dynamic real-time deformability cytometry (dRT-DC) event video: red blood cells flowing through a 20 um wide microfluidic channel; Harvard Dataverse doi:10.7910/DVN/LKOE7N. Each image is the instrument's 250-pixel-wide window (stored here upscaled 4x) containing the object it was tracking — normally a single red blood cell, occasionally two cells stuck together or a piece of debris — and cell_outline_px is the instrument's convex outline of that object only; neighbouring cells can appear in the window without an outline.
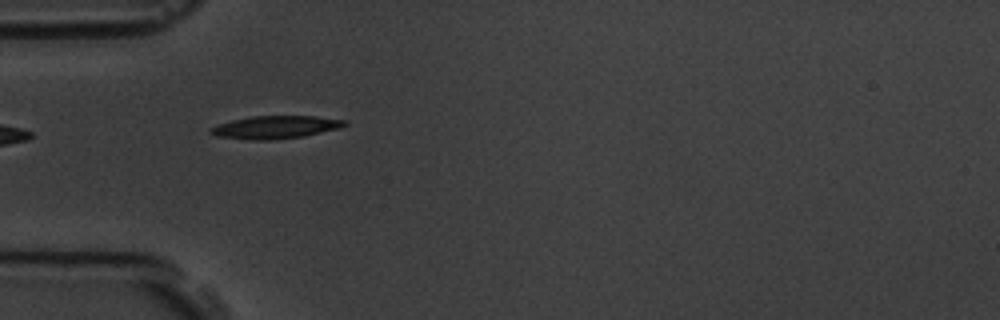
{"species": "common noctule bat (a hibernating species)", "species_latin": "Nyctalus noctula", "temperature_condition": "room temperature", "stored_images_in_passage": 7, "camera_frame_rate_fps": 3000, "um_per_image_px": 0.085, "animal": {"sex": "male", "body_mass_g": 19.5, "forearm_length_mm": 54.6}, "frame": {"image": 1, "passage_image": 6, "time_ms": 5.667, "image_size_px": [1000, 320], "cell_outline_px": [[348, 124], [340, 128], [304, 136], [272, 140], [252, 140], [216, 136], [208, 132], [208, 128], [232, 120], [252, 116], [316, 116], [348, 120]], "centroid_in_image_um": [23.43, 10.81], "position_along_channel_um": 61.6, "area_um2": 17.92}}
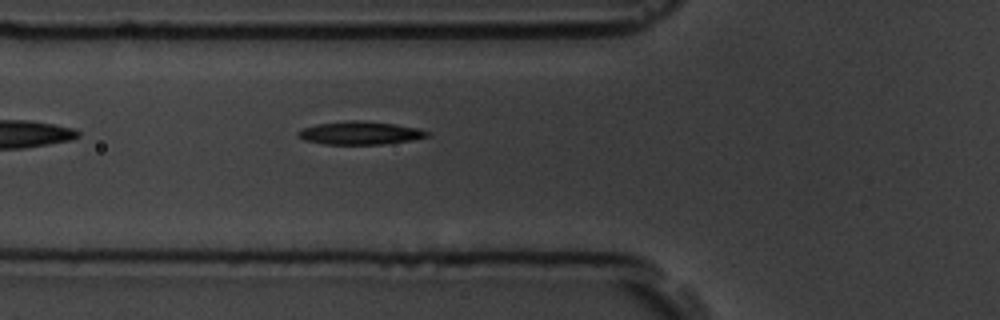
{"frame": {"image": 2, "passage_image": 7, "time_ms": 6.667, "image_size_px": [1000, 320], "cell_outline_px": [[428, 136], [412, 140], [380, 144], [324, 144], [304, 140], [296, 136], [296, 132], [304, 128], [316, 124], [352, 120], [360, 120], [396, 124], [420, 128], [428, 132]], "centroid_in_image_um": [30.58, 11.3], "position_along_channel_um": 95.2, "area_um2": 17.34}}